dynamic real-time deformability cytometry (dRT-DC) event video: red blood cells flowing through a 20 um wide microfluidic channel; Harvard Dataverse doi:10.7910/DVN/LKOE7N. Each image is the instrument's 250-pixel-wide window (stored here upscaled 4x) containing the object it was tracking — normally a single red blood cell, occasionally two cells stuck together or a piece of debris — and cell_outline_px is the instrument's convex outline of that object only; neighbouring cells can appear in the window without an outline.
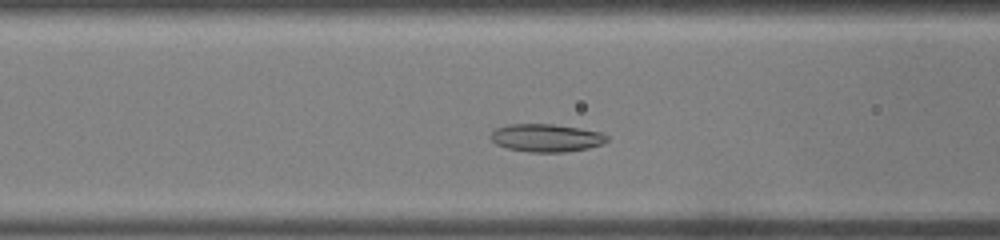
{"species": "common noctule bat (a hibernating species)", "species_latin": "Nyctalus noctula", "temperature_condition": "warm", "stored_images_in_passage": 31, "camera_frame_rate_fps": 3000, "um_per_image_px": 0.085, "animal": {"sex": "male", "body_mass_g": 19.0, "forearm_length_mm": 50.8}, "frame": {"image": 1, "passage_image": 9, "time_ms": 2.667, "image_size_px": [1000, 240], "cell_outline_px": [[608, 140], [600, 144], [588, 148], [564, 152], [528, 152], [508, 148], [496, 144], [492, 140], [492, 132], [496, 128], [508, 124], [552, 124], [580, 128], [600, 132], [608, 136]], "centroid_in_image_um": [46.43, 11.71], "position_along_channel_um": 120.2, "area_um2": 18.73}}
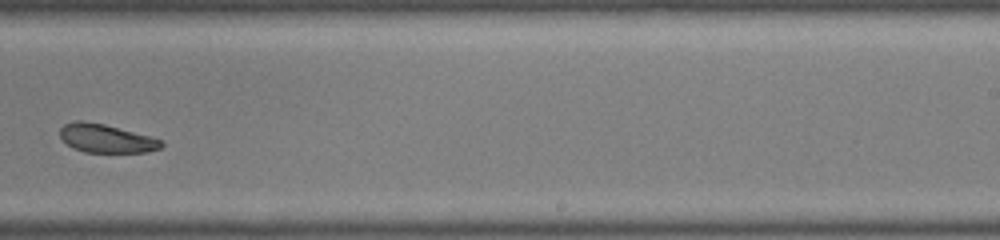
{"frame": {"image": 2, "passage_image": 18, "time_ms": 5.667, "image_size_px": [1000, 240], "cell_outline_px": [[164, 144], [160, 148], [148, 152], [84, 152], [72, 148], [60, 136], [60, 128], [64, 124], [76, 120], [84, 120], [104, 124], [152, 136], [160, 140]], "centroid_in_image_um": [9.02, 11.76], "position_along_channel_um": 280.0, "area_um2": 16.88}}
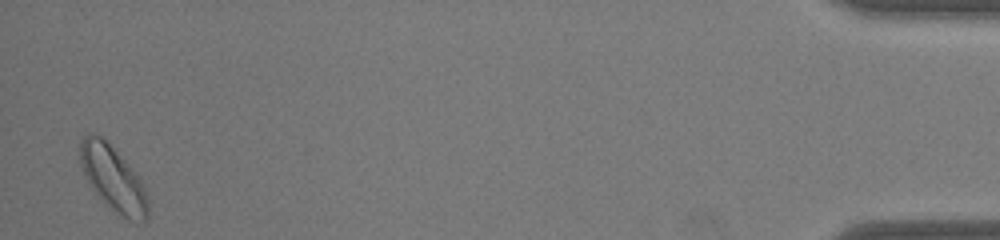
{"frame": {"image": 3, "passage_image": 31, "time_ms": 10.0, "image_size_px": [1000, 240], "cell_outline_px": [[148, 220], [128, 220], [108, 208], [100, 200], [88, 184], [84, 176], [80, 164], [80, 140], [88, 132], [96, 132], [104, 136], [108, 140], [132, 168], [140, 180], [144, 188], [148, 200]], "centroid_in_image_um": [9.57, 15.13], "position_along_channel_um": 425.6, "area_um2": 26.36}}